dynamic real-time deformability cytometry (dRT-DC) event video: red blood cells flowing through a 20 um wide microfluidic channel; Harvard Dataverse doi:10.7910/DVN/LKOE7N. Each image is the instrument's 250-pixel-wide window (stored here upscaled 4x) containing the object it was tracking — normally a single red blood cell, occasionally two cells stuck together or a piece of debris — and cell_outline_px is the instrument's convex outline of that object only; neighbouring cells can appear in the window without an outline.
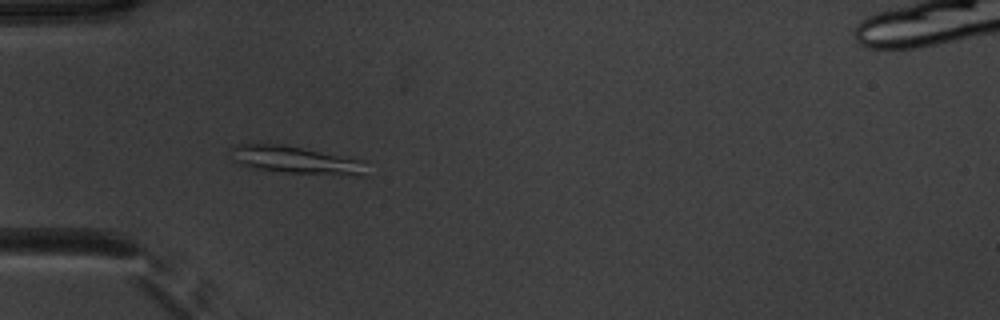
{"species": "common noctule bat (a hibernating species)", "species_latin": "Nyctalus noctula", "temperature_condition": "warm", "stored_images_in_passage": 40, "camera_frame_rate_fps": 3000, "um_per_image_px": 0.085, "animal": {"sex": "male", "body_mass_g": 20.1, "forearm_length_mm": 53.5}, "frame": {"image": 1, "passage_image": 4, "time_ms": 1.0, "image_size_px": [1000, 320], "cell_outline_px": [[364, 176], [356, 176], [288, 172], [256, 168], [240, 164], [232, 160], [232, 148], [236, 144], [284, 144], [364, 160]], "centroid_in_image_um": [25.16, 13.59], "position_along_channel_um": 59.8, "area_um2": 21.5}}
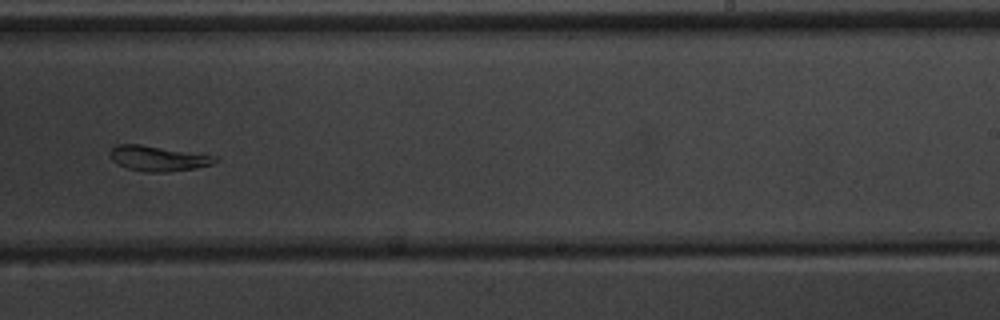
{"frame": {"image": 2, "passage_image": 21, "time_ms": 6.667, "image_size_px": [1000, 320], "cell_outline_px": [[220, 160], [212, 164], [196, 168], [168, 172], [144, 172], [128, 168], [112, 160], [112, 148], [116, 144], [140, 144], [220, 156]], "centroid_in_image_um": [13.53, 13.46], "position_along_channel_um": 275.5, "area_um2": 15.49}}
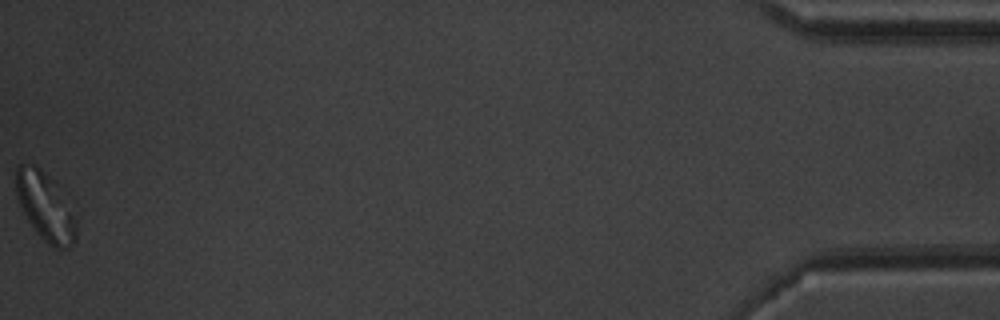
{"frame": {"image": 3, "passage_image": 40, "time_ms": 13.0, "image_size_px": [1000, 320], "cell_outline_px": [[76, 240], [68, 248], [52, 248], [36, 232], [28, 220], [16, 196], [16, 168], [20, 164], [36, 164], [52, 180], [76, 220]], "centroid_in_image_um": [3.82, 17.58], "position_along_channel_um": 431.4, "area_um2": 23.29}, "authors_computed_cell_mechanics": {"area_um2": 16.8487, "velocity_mm_per_s": 3.8929, "shape_relaxation_time_tau1_ms": 4.9686, "shape_relaxation_time_tau2_ms": null, "deformation_change_tau1": 0.1553, "deformation_change_tau2": null}}